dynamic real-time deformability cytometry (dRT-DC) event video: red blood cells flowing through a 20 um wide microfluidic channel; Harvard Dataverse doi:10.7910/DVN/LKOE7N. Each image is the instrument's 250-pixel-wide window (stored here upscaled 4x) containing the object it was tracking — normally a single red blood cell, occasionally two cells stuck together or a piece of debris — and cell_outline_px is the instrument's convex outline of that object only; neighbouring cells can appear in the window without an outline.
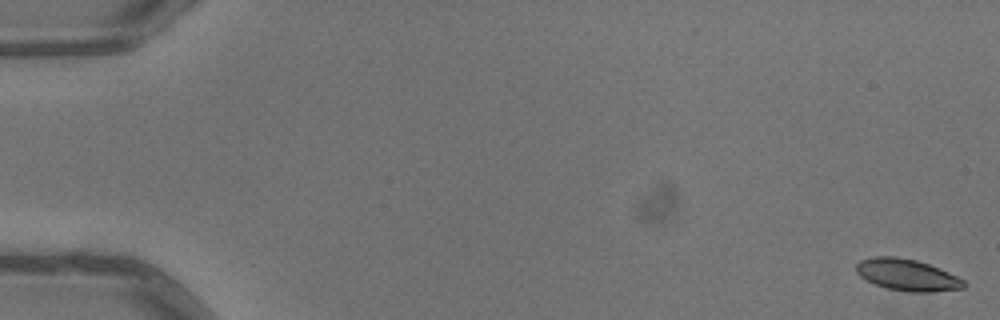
{"species": "common noctule bat (a hibernating species)", "species_latin": "Nyctalus noctula", "temperature_condition": "warm", "stored_images_in_passage": 7, "camera_frame_rate_fps": 3000, "um_per_image_px": 0.085, "animal": {"sex": "male", "body_mass_g": 13.3}, "frame": {"image": 1, "passage_image": 1, "time_ms": 0.0, "image_size_px": [1000, 320], "cell_outline_px": [[964, 288], [932, 292], [908, 292], [888, 288], [876, 284], [860, 276], [856, 272], [856, 264], [860, 260], [872, 256], [896, 256], [916, 260], [940, 268], [964, 280]], "centroid_in_image_um": [77.09, 23.35], "position_along_channel_um": 7.9, "area_um2": 19.77}}
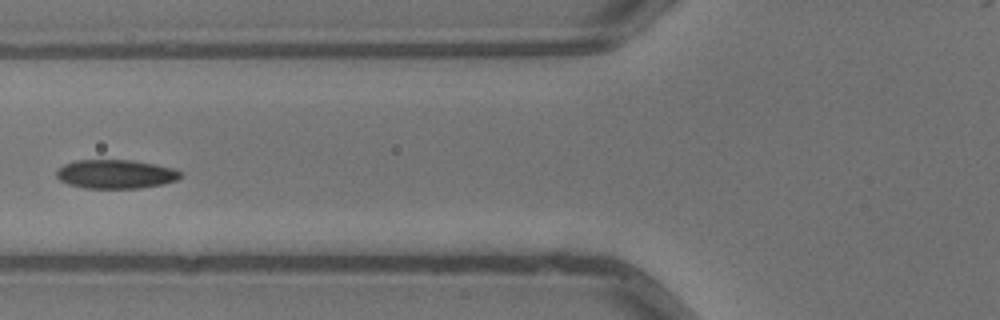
{"frame": {"image": 2, "passage_image": 6, "time_ms": 1.667, "image_size_px": [1000, 320], "cell_outline_px": [[184, 176], [180, 180], [164, 184], [140, 188], [84, 188], [68, 184], [60, 180], [56, 176], [56, 172], [64, 164], [76, 160], [132, 160], [172, 168], [180, 172]], "centroid_in_image_um": [9.86, 14.81], "position_along_channel_um": 115.9, "area_um2": 20.92}}
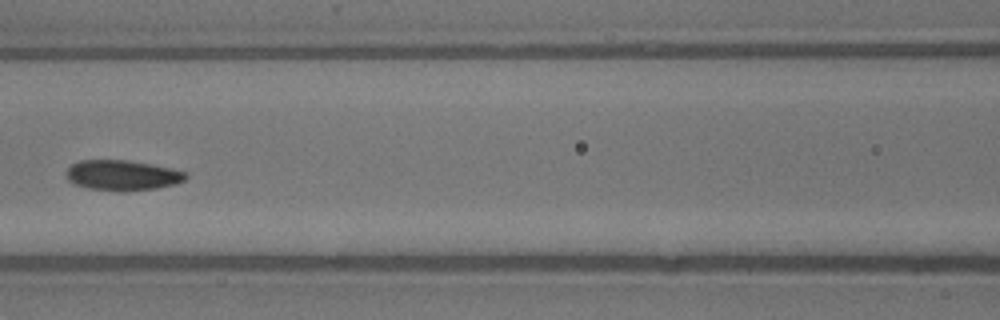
{"frame": {"image": 3, "passage_image": 7, "time_ms": 2.0, "image_size_px": [1000, 320], "cell_outline_px": [[188, 176], [184, 180], [176, 184], [156, 188], [124, 192], [88, 188], [76, 184], [68, 180], [64, 172], [72, 164], [80, 160], [128, 160], [152, 164], [184, 172]], "centroid_in_image_um": [10.37, 14.9], "position_along_channel_um": 156.2, "area_um2": 21.1}}